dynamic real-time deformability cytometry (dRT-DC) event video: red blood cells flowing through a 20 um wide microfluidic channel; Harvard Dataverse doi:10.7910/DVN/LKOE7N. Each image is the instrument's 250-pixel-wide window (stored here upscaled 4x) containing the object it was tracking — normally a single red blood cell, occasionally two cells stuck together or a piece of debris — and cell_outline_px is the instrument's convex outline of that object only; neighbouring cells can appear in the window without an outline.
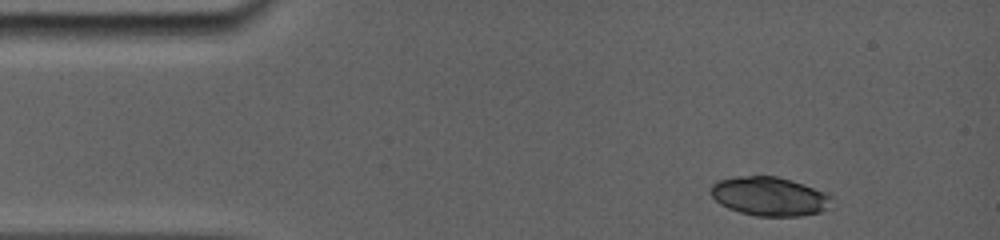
{"species": "common noctule bat (a hibernating species)", "species_latin": "Nyctalus noctula", "temperature_condition": "room temperature", "stored_images_in_passage": 3, "camera_frame_rate_fps": 5000, "um_per_image_px": 0.085, "animal": {"sex": "female", "body_mass_g": 19.0, "forearm_length_mm": 56.7}, "frame": {"image": 1, "passage_image": 1, "time_ms": 0.0, "image_size_px": [1000, 240], "cell_outline_px": [[836, 200], [832, 208], [820, 212], [800, 216], [756, 216], [740, 212], [728, 208], [720, 204], [708, 192], [708, 188], [712, 184], [720, 180], [740, 176], [776, 176], [836, 196]], "centroid_in_image_um": [65.45, 16.71], "position_along_channel_um": 19.6, "area_um2": 27.69}}